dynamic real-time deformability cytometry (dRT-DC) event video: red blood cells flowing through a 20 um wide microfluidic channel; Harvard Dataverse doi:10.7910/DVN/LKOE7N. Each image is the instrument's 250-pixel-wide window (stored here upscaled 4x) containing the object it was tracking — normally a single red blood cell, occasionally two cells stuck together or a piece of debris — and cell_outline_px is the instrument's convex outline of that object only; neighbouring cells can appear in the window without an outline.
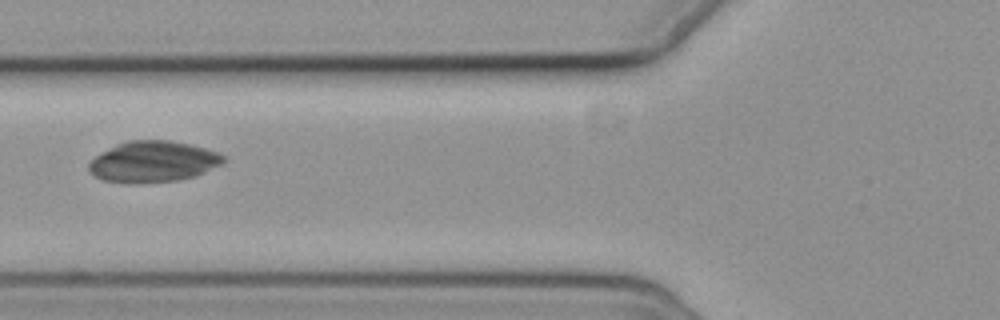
{"species": "common noctule bat (a hibernating species)", "species_latin": "Nyctalus noctula", "temperature_condition": "cold", "stored_images_in_passage": 9, "camera_frame_rate_fps": 3000, "um_per_image_px": 0.085, "animal": {"sex": "female", "body_mass_g": 19.3, "forearm_length_mm": 54.1}, "frame": {"image": 1, "passage_image": 6, "time_ms": 6.333, "image_size_px": [1000, 320], "cell_outline_px": [[228, 160], [224, 164], [196, 176], [176, 180], [132, 184], [128, 184], [104, 180], [96, 176], [88, 168], [88, 164], [96, 156], [116, 144], [128, 140], [168, 140], [188, 144], [220, 152]], "centroid_in_image_um": [13.07, 13.74], "position_along_channel_um": 112.7, "area_um2": 32.31}}
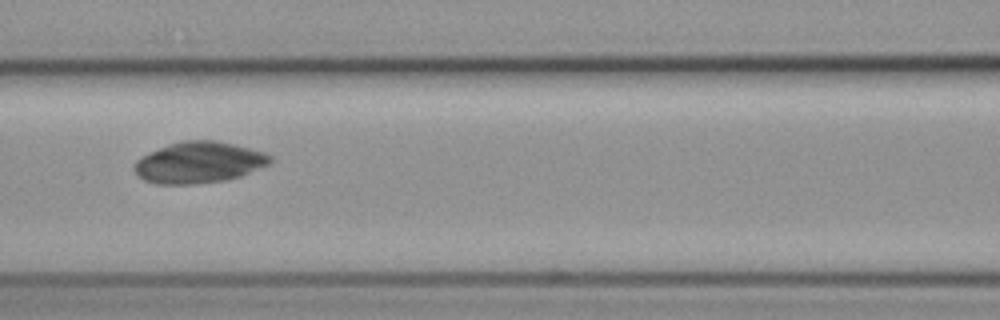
{"frame": {"image": 2, "passage_image": 7, "time_ms": 7.333, "image_size_px": [1000, 320], "cell_outline_px": [[272, 160], [268, 164], [240, 176], [228, 180], [188, 184], [156, 184], [144, 180], [132, 168], [136, 160], [140, 156], [168, 144], [184, 140], [216, 140], [264, 152], [272, 156]], "centroid_in_image_um": [16.87, 13.8], "position_along_channel_um": 149.7, "area_um2": 32.54}}
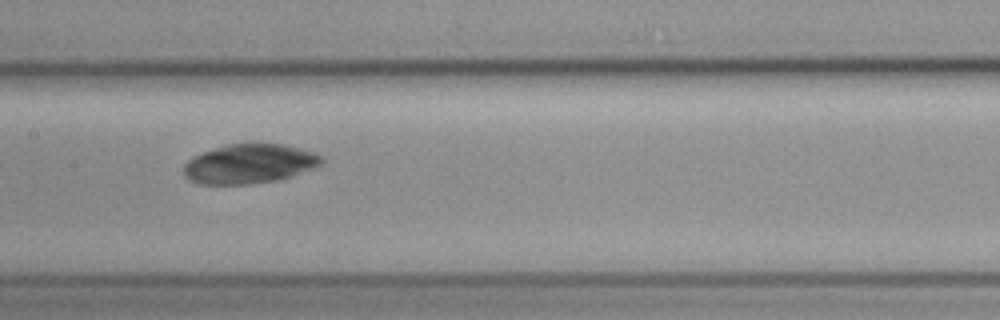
{"frame": {"image": 3, "passage_image": 8, "time_ms": 8.333, "image_size_px": [1000, 320], "cell_outline_px": [[324, 160], [320, 164], [312, 168], [292, 176], [280, 180], [248, 184], [200, 184], [184, 176], [184, 164], [192, 156], [228, 144], [256, 140], [280, 144], [312, 152], [320, 156]], "centroid_in_image_um": [21.18, 13.9], "position_along_channel_um": 186.2, "area_um2": 31.96}}